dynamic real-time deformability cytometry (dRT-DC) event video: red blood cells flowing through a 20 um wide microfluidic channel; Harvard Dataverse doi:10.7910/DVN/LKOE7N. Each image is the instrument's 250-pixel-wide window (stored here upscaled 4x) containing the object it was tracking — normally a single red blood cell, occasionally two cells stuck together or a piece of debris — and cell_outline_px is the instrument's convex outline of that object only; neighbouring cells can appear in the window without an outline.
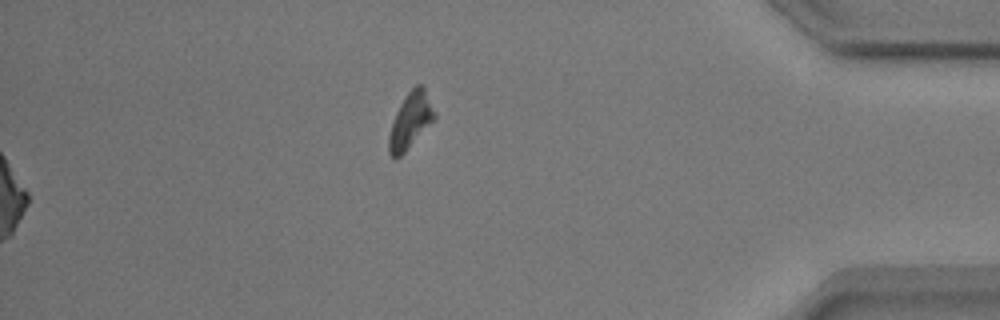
{"species": "common noctule bat (a hibernating species)", "species_latin": "Nyctalus noctula", "temperature_condition": "warm", "stored_images_in_passage": 50, "segment_of_instrument_passage": [2, 2], "camera_frame_rate_fps": 3000, "um_per_image_px": 0.085, "animal": {"sex": "male", "body_mass_g": 17.9}, "frame": {"image": 1, "passage_image": 50, "time_ms": 16.333, "image_size_px": [1000, 320], "cell_outline_px": [[436, 120], [396, 160], [388, 152], [388, 136], [392, 120], [404, 96], [416, 84], [420, 84], [424, 88], [436, 112]], "centroid_in_image_um": [34.89, 10.26], "position_along_channel_um": 400.3, "area_um2": 15.03}}